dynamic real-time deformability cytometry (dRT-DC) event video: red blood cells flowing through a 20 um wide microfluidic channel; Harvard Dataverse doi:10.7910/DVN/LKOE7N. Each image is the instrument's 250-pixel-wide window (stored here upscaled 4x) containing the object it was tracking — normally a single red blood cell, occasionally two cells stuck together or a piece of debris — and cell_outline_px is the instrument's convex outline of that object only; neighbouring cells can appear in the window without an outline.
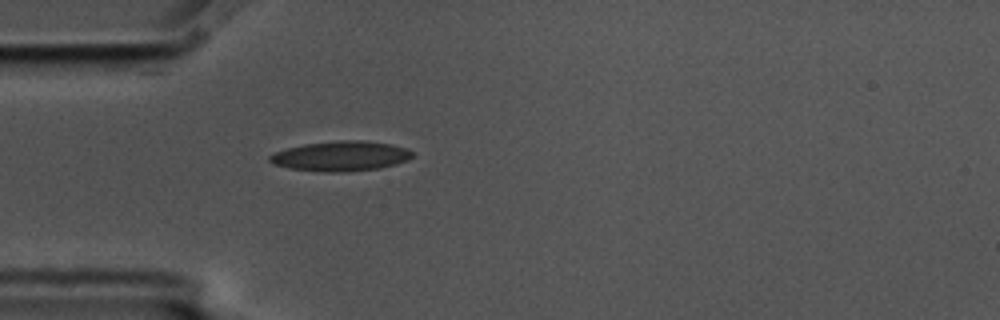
{"species": "common noctule bat (a hibernating species)", "species_latin": "Nyctalus noctula", "temperature_condition": "cold", "stored_images_in_passage": 1, "camera_frame_rate_fps": 3000, "um_per_image_px": 0.085, "animal": {"sex": "male", "body_mass_g": 17.5, "forearm_length_mm": 52.3}, "frame": {"image": 1, "passage_image": 1, "time_ms": 0.0, "image_size_px": [1000, 320], "cell_outline_px": [[412, 156], [408, 160], [396, 164], [380, 168], [344, 172], [324, 172], [288, 168], [272, 164], [268, 160], [268, 156], [276, 152], [288, 148], [304, 144], [340, 140], [364, 140], [392, 144], [408, 148], [412, 152]], "centroid_in_image_um": [28.97, 13.27], "position_along_channel_um": 56.0, "area_um2": 25.03}}